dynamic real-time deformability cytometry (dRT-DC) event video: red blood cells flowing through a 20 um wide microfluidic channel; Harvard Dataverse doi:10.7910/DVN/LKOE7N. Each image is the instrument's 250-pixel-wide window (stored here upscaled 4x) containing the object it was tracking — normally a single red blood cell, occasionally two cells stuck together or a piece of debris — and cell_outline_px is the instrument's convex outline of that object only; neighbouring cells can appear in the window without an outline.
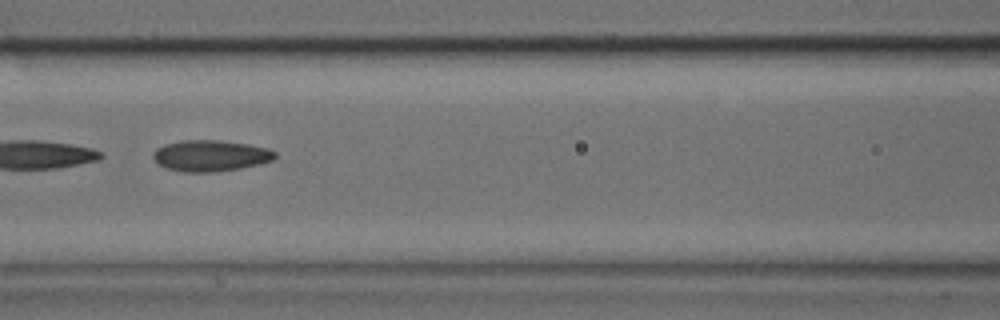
{"species": "common noctule bat (a hibernating species)", "species_latin": "Nyctalus noctula", "temperature_condition": "cold", "stored_images_in_passage": 34, "camera_frame_rate_fps": 3000, "um_per_image_px": 0.085, "animal": {"sex": "male", "body_mass_g": 17.9, "forearm_length_mm": 54.2}, "frame": {"image": 1, "passage_image": 21, "time_ms": 6.667, "image_size_px": [1000, 320], "cell_outline_px": [[276, 156], [272, 160], [260, 164], [240, 168], [212, 172], [184, 172], [168, 168], [160, 164], [152, 156], [152, 152], [156, 148], [164, 144], [180, 140], [216, 140], [248, 144], [268, 148], [276, 152]], "centroid_in_image_um": [17.89, 13.22], "position_along_channel_um": 148.7, "area_um2": 22.08}}